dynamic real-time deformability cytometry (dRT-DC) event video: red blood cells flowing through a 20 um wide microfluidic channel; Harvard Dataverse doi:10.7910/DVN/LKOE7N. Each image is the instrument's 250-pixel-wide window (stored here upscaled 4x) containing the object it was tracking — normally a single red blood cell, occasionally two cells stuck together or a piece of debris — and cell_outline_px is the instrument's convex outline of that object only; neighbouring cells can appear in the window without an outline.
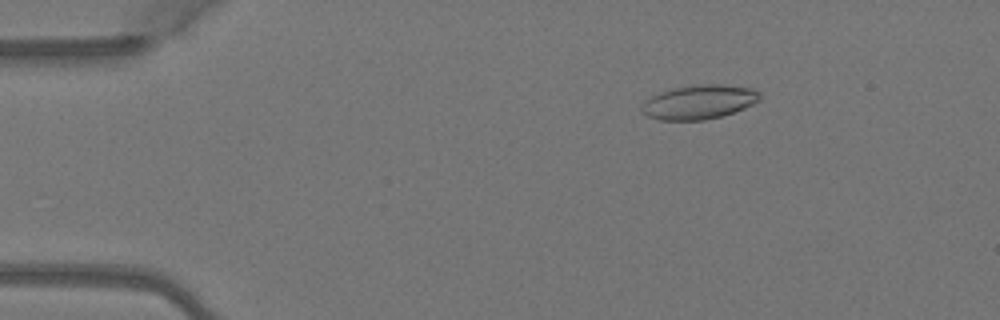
{"species": "Egyptian fruit bat (a non-hibernating species)", "species_latin": "Rousettus aegyptiacus", "temperature_condition": "warm", "stored_images_in_passage": 4, "camera_frame_rate_fps": 3000, "um_per_image_px": 0.085, "animal": {"sex": "female"}, "frame": {"image": 1, "passage_image": 3, "time_ms": 0.667, "image_size_px": [1000, 320], "cell_outline_px": [[760, 100], [744, 108], [720, 116], [704, 120], [660, 120], [648, 116], [640, 108], [644, 100], [660, 92], [672, 88], [700, 84], [724, 84], [752, 88], [760, 92]], "centroid_in_image_um": [59.42, 8.66], "position_along_channel_um": 25.6, "area_um2": 23.47}}